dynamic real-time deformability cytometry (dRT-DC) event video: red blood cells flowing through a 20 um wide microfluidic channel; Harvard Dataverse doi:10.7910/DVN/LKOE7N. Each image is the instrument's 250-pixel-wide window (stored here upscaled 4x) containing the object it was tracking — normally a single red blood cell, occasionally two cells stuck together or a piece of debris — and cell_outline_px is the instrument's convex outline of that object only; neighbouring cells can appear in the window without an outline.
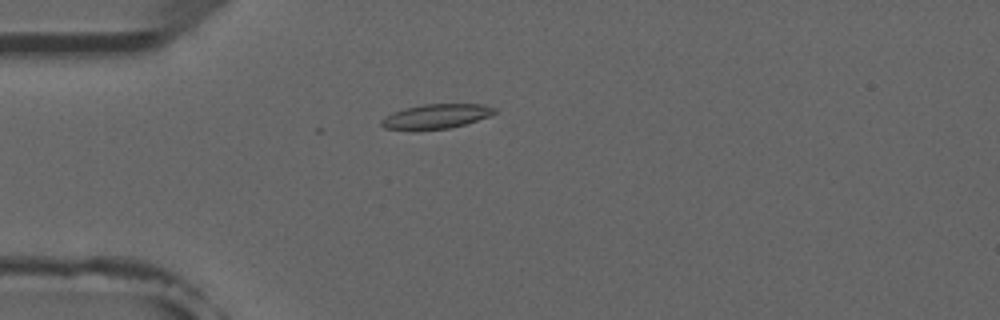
{"species": "common noctule bat (a hibernating species)", "species_latin": "Nyctalus noctula", "temperature_condition": "room temperature", "stored_images_in_passage": 5, "camera_frame_rate_fps": 3000, "um_per_image_px": 0.085, "animal": {"sex": "male", "forearm_length_mm": 52.5}, "frame": {"image": 1, "passage_image": 4, "time_ms": 3.667, "image_size_px": [1000, 320], "cell_outline_px": [[496, 112], [488, 116], [464, 124], [448, 128], [416, 132], [384, 128], [380, 124], [380, 120], [392, 112], [404, 108], [424, 104], [484, 104], [496, 108]], "centroid_in_image_um": [36.99, 9.91], "position_along_channel_um": 48.0, "area_um2": 16.53}}